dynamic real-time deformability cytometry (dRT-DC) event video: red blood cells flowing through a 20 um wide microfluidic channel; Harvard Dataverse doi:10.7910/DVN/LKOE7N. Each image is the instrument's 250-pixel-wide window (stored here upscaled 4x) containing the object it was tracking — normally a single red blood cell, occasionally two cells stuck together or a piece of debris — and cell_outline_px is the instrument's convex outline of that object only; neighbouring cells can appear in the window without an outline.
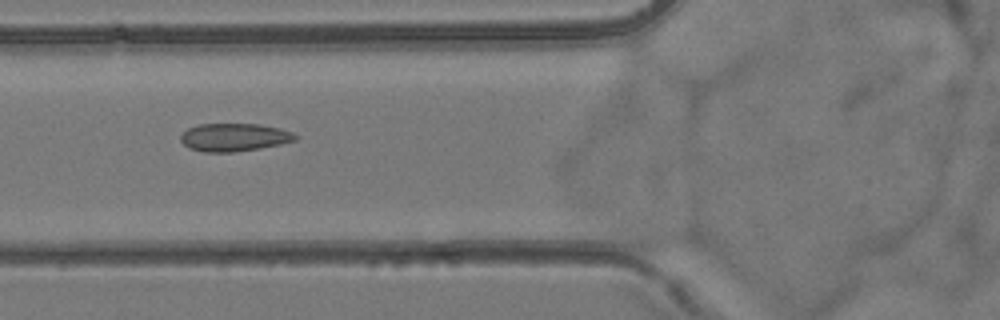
{"species": "common noctule bat (a hibernating species)", "species_latin": "Nyctalus noctula", "temperature_condition": "room temperature", "stored_images_in_passage": 8, "camera_frame_rate_fps": 3000, "um_per_image_px": 0.085, "animal": {"sex": "female", "body_mass_g": 24.6, "forearm_length_mm": 56.2}, "frame": {"image": 1, "passage_image": 6, "time_ms": 6.667, "image_size_px": [1000, 320], "cell_outline_px": [[300, 136], [296, 140], [280, 144], [260, 148], [236, 152], [204, 152], [188, 148], [180, 140], [180, 136], [188, 128], [200, 124], [260, 124], [280, 128], [292, 132]], "centroid_in_image_um": [19.92, 11.67], "position_along_channel_um": 105.9, "area_um2": 18.79}}
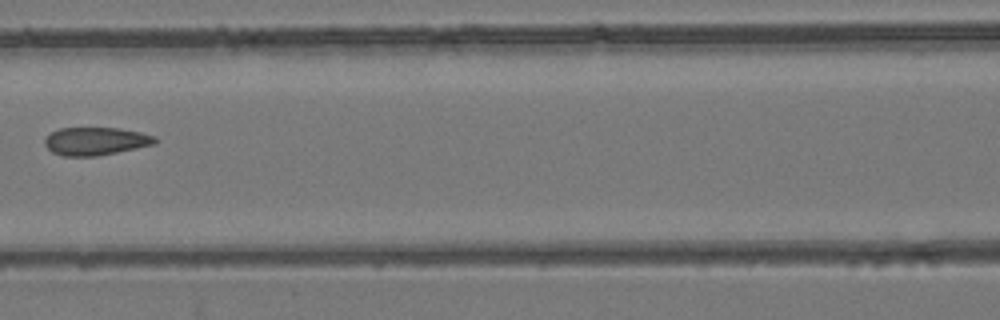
{"frame": {"image": 2, "passage_image": 7, "time_ms": 8.0, "image_size_px": [1000, 320], "cell_outline_px": [[160, 140], [156, 144], [96, 156], [64, 156], [52, 152], [44, 144], [44, 140], [52, 132], [60, 128], [120, 128], [140, 132], [156, 136]], "centroid_in_image_um": [8.17, 12.0], "position_along_channel_um": 158.4, "area_um2": 17.98}}
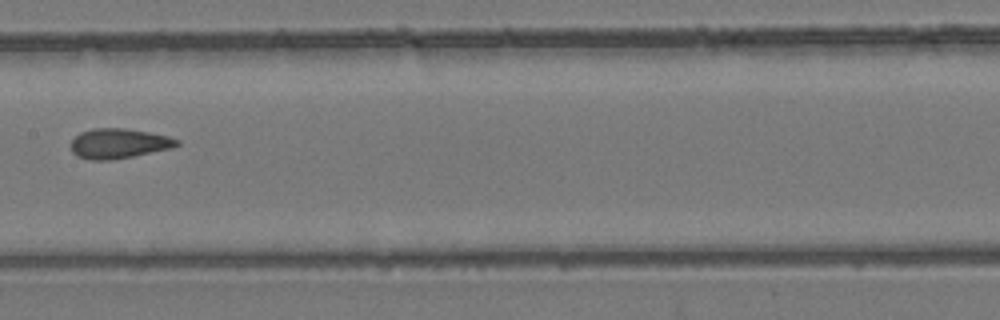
{"frame": {"image": 3, "passage_image": 8, "time_ms": 9.0, "image_size_px": [1000, 320], "cell_outline_px": [[180, 144], [172, 148], [112, 160], [88, 160], [76, 156], [72, 152], [72, 140], [80, 132], [92, 128], [124, 128], [148, 132], [168, 136], [180, 140]], "centroid_in_image_um": [10.08, 12.2], "position_along_channel_um": 197.3, "area_um2": 18.5}}